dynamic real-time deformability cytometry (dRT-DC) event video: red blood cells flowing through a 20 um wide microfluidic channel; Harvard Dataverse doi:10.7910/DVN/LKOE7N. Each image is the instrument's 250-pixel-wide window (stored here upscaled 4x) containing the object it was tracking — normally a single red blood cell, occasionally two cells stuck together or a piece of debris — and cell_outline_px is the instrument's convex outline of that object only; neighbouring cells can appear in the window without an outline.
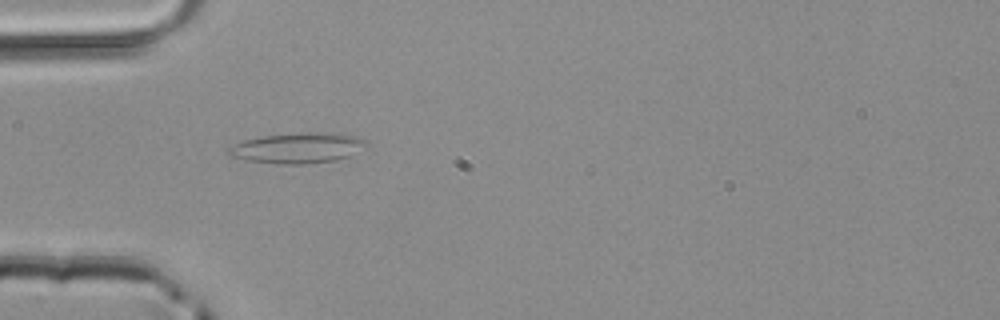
{"species": "common noctule bat (a hibernating species)", "species_latin": "Nyctalus noctula", "temperature_condition": "room temperature", "stored_images_in_passage": 11, "camera_frame_rate_fps": 3000, "um_per_image_px": 0.085, "animal": {"sex": "male", "body_mass_g": 20.4}, "frame": {"image": 1, "passage_image": 1, "time_ms": 0.0, "image_size_px": [1000, 320], "cell_outline_px": [[368, 148], [348, 156], [336, 160], [304, 164], [280, 164], [248, 160], [228, 156], [228, 148], [244, 140], [260, 136], [304, 132], [340, 132], [368, 140]], "centroid_in_image_um": [25.38, 12.56], "position_along_channel_um": 59.6, "area_um2": 24.8}}